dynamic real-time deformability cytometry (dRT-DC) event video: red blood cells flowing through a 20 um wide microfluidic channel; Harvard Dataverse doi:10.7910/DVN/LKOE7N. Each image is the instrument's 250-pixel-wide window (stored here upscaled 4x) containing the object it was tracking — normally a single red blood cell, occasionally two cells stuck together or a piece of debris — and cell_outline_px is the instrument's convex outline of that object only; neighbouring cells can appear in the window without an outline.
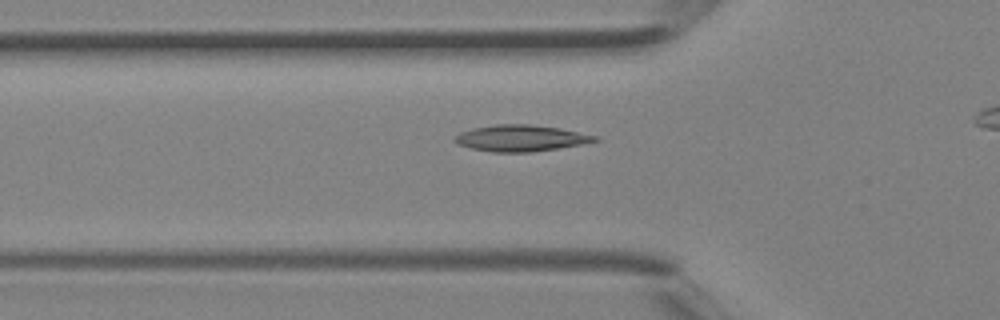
{"species": "Egyptian fruit bat (a non-hibernating species)", "species_latin": "Rousettus aegyptiacus", "temperature_condition": "room temperature", "stored_images_in_passage": 30, "camera_frame_rate_fps": 3000, "um_per_image_px": 0.085, "animal": {"sex": "female"}, "frame": {"image": 1, "passage_image": 10, "time_ms": 3.0, "image_size_px": [1000, 320], "cell_outline_px": [[600, 140], [580, 144], [532, 152], [492, 152], [472, 148], [460, 144], [452, 140], [460, 132], [472, 128], [496, 124], [528, 124], [560, 128], [600, 136]], "centroid_in_image_um": [44.28, 11.73], "position_along_channel_um": 81.5, "area_um2": 21.39}}
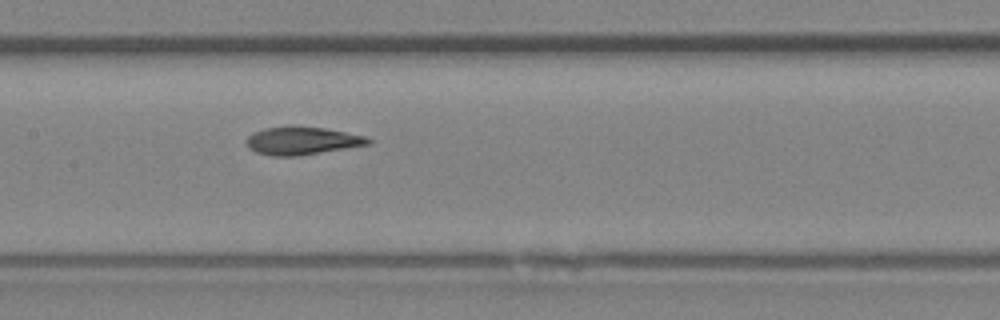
{"frame": {"image": 2, "passage_image": 16, "time_ms": 5.0, "image_size_px": [1000, 320], "cell_outline_px": [[372, 144], [296, 156], [272, 156], [256, 152], [248, 148], [244, 140], [252, 132], [264, 128], [292, 124], [324, 128], [364, 136], [372, 140]], "centroid_in_image_um": [25.61, 11.94], "position_along_channel_um": 181.8, "area_um2": 20.17}}
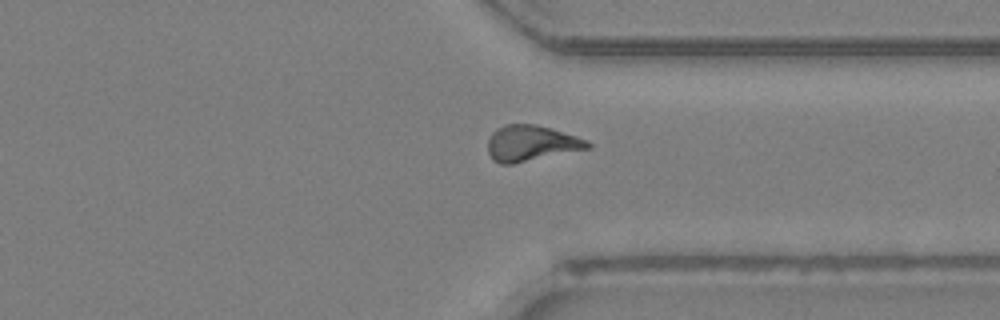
{"frame": {"image": 3, "passage_image": 27, "time_ms": 8.667, "image_size_px": [1000, 320], "cell_outline_px": [[592, 144], [588, 148], [512, 164], [500, 164], [492, 160], [488, 152], [488, 136], [496, 128], [504, 124], [536, 124], [552, 128], [588, 140]], "centroid_in_image_um": [45.1, 12.16], "position_along_channel_um": 366.3, "area_um2": 20.87}}